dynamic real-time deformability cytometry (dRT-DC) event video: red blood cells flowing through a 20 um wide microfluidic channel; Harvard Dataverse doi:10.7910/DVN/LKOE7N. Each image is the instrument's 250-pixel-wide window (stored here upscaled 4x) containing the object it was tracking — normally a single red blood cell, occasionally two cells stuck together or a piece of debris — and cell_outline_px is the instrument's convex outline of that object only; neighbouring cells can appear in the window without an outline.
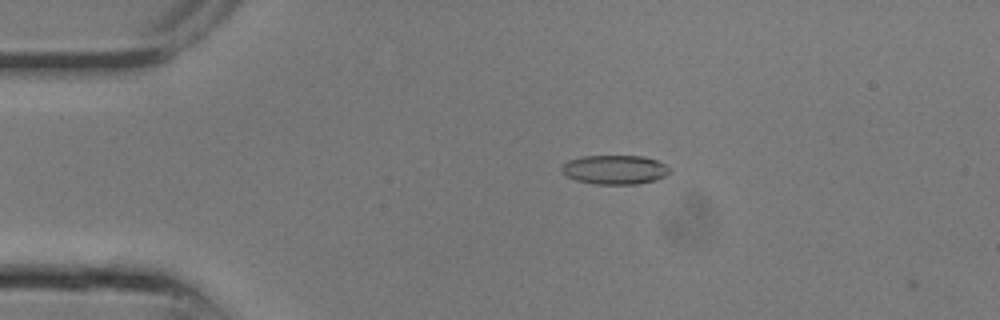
{"species": "common noctule bat (a hibernating species)", "species_latin": "Nyctalus noctula", "temperature_condition": "room temperature", "stored_images_in_passage": 2, "camera_frame_rate_fps": 3000, "um_per_image_px": 0.085, "animal": {"sex": "male", "body_mass_g": 13.3}, "frame": {"image": 1, "passage_image": 1, "time_ms": 0.0, "image_size_px": [1000, 320], "cell_outline_px": [[672, 172], [656, 180], [636, 184], [596, 184], [576, 180], [560, 172], [560, 168], [568, 160], [584, 156], [644, 156], [656, 160], [664, 164]], "centroid_in_image_um": [52.25, 14.42], "position_along_channel_um": 32.8, "area_um2": 18.32}}